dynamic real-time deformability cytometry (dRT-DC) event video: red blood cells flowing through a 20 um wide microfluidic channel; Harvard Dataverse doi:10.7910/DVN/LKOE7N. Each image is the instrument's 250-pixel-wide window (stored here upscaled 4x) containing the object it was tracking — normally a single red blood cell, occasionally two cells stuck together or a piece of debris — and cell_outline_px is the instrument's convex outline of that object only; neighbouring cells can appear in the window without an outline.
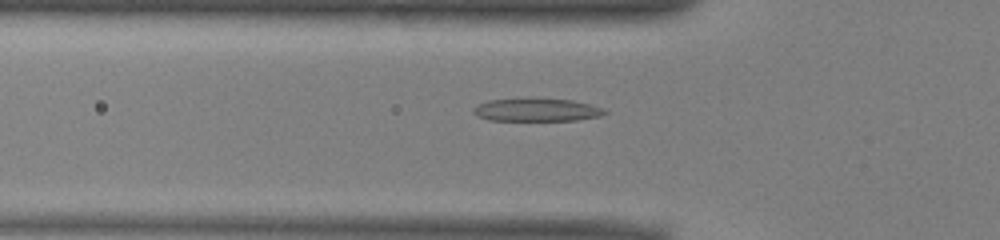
{"species": "common noctule bat (a hibernating species)", "species_latin": "Nyctalus noctula", "temperature_condition": "warm", "stored_images_in_passage": 36, "camera_frame_rate_fps": 3000, "um_per_image_px": 0.085, "animal": {"sex": "male", "body_mass_g": 13.0, "forearm_length_mm": 53.1}, "frame": {"image": 1, "passage_image": 2, "time_ms": 0.333, "image_size_px": [1000, 240], "cell_outline_px": [[608, 112], [600, 116], [576, 120], [488, 120], [472, 112], [472, 108], [488, 100], [528, 96], [532, 96], [572, 100], [604, 108]], "centroid_in_image_um": [45.6, 9.3], "position_along_channel_um": 80.2, "area_um2": 18.09}}
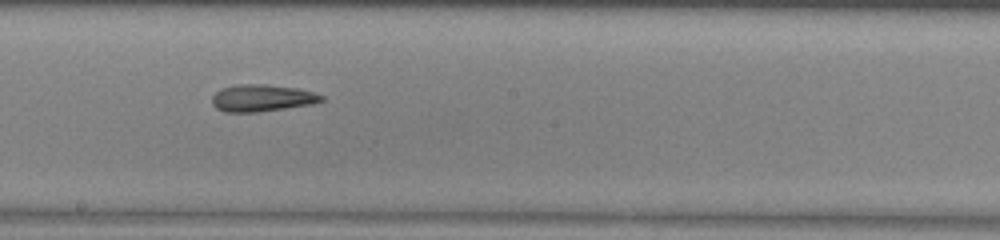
{"frame": {"image": 2, "passage_image": 13, "time_ms": 4.0, "image_size_px": [1000, 240], "cell_outline_px": [[324, 100], [312, 104], [256, 112], [224, 112], [216, 108], [212, 104], [212, 96], [220, 88], [240, 84], [268, 84], [296, 88], [312, 92], [324, 96]], "centroid_in_image_um": [22.23, 8.33], "position_along_channel_um": 226.0, "area_um2": 17.17}}
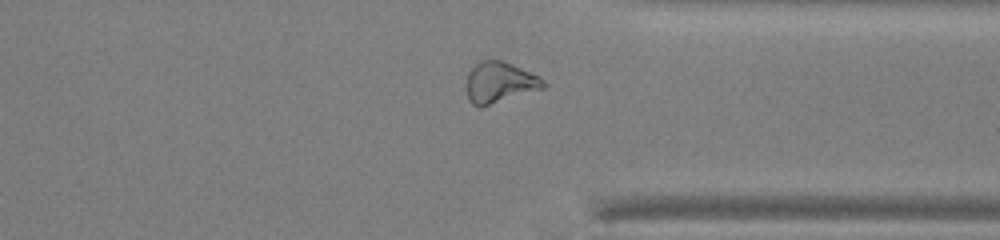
{"frame": {"image": 3, "passage_image": 24, "time_ms": 7.667, "image_size_px": [1000, 240], "cell_outline_px": [[548, 84], [544, 88], [480, 108], [472, 104], [468, 100], [464, 84], [468, 72], [480, 60], [500, 60], [512, 64], [540, 76]], "centroid_in_image_um": [42.44, 7.02], "position_along_channel_um": 369.0, "area_um2": 18.73}}